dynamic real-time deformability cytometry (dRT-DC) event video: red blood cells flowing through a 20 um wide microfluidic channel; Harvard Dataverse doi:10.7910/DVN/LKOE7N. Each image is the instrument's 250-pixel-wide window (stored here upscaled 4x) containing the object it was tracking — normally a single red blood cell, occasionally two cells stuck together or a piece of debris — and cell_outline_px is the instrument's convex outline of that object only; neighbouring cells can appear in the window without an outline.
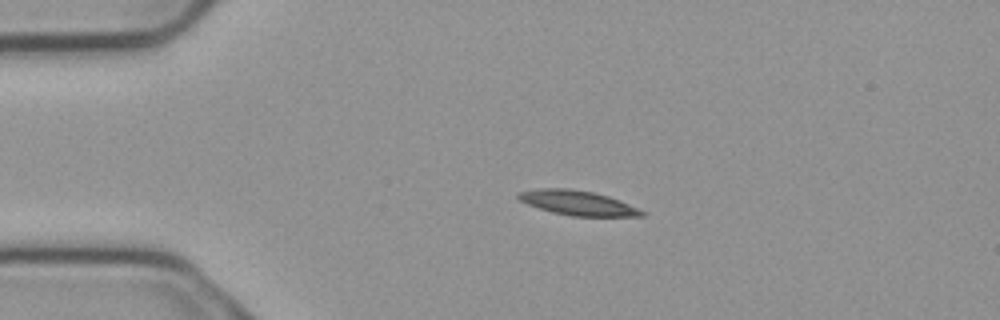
{"species": "common noctule bat (a hibernating species)", "species_latin": "Nyctalus noctula", "temperature_condition": "cold", "stored_images_in_passage": 3, "camera_frame_rate_fps": 3000, "um_per_image_px": 0.085, "animal": {"sex": "male", "body_mass_g": 23.1, "forearm_length_mm": 52.7}, "frame": {"image": 1, "passage_image": 2, "time_ms": 0.333, "image_size_px": [1000, 320], "cell_outline_px": [[648, 212], [644, 216], [572, 216], [552, 212], [528, 204], [520, 200], [516, 196], [520, 192], [540, 188], [568, 188], [592, 192], [608, 196], [620, 200]], "centroid_in_image_um": [49.16, 17.25], "position_along_channel_um": 35.8, "area_um2": 17.63}}